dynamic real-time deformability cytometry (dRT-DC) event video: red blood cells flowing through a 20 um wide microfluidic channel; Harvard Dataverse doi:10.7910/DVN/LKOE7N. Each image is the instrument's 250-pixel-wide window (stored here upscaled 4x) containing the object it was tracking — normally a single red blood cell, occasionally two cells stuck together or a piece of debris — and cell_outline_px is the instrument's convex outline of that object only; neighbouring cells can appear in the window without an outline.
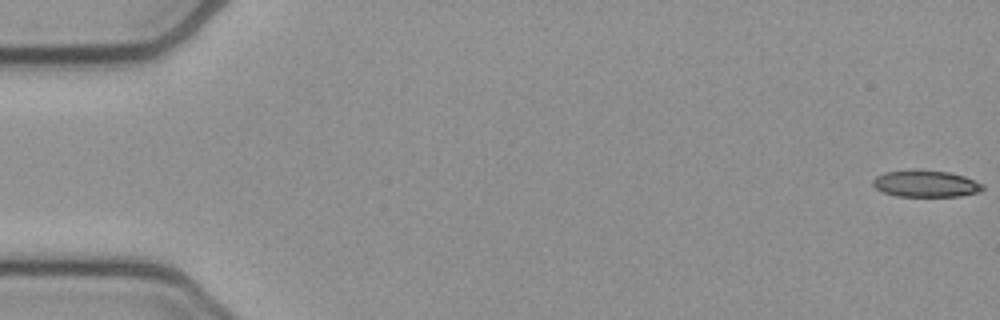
{"species": "common noctule bat (a hibernating species)", "species_latin": "Nyctalus noctula", "temperature_condition": "cold", "stored_images_in_passage": 48, "camera_frame_rate_fps": 3000, "um_per_image_px": 0.085, "animal": {"sex": "female", "body_mass_g": 21.9}, "frame": {"image": 1, "passage_image": 1, "time_ms": 0.0, "image_size_px": [1000, 320], "cell_outline_px": [[984, 188], [980, 192], [960, 196], [896, 196], [884, 192], [876, 188], [872, 184], [872, 180], [876, 176], [884, 172], [912, 168], [948, 172], [964, 176], [984, 184]], "centroid_in_image_um": [78.67, 15.59], "position_along_channel_um": 6.3, "area_um2": 17.4}}
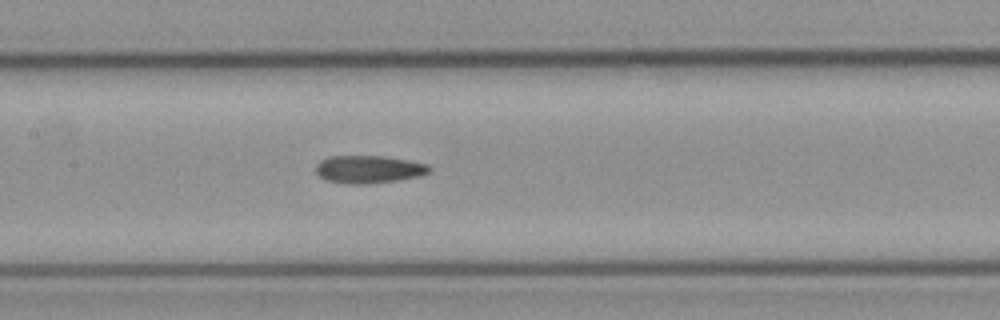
{"frame": {"image": 2, "passage_image": 26, "time_ms": 8.333, "image_size_px": [1000, 320], "cell_outline_px": [[432, 168], [428, 172], [420, 176], [400, 180], [368, 184], [348, 184], [328, 180], [320, 176], [316, 172], [316, 164], [320, 160], [328, 156], [384, 156], [408, 160], [428, 164]], "centroid_in_image_um": [31.35, 14.39], "position_along_channel_um": 176.0, "area_um2": 18.44}}
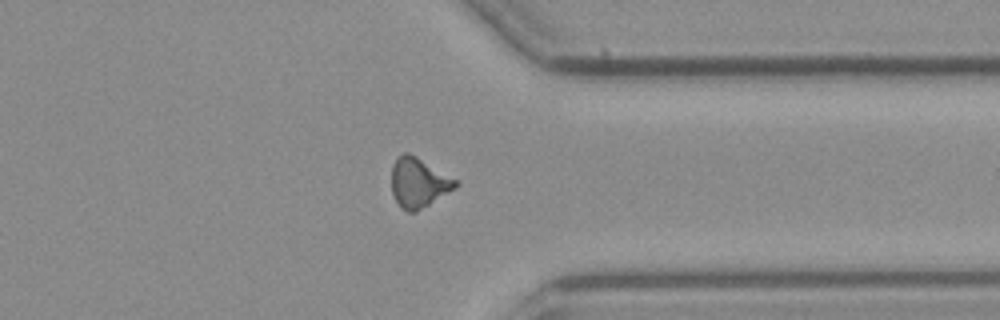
{"frame": {"image": 3, "passage_image": 42, "time_ms": 13.667, "image_size_px": [1000, 320], "cell_outline_px": [[460, 184], [456, 188], [416, 212], [408, 212], [400, 208], [392, 192], [392, 164], [404, 152], [408, 152], [416, 156], [460, 180]], "centroid_in_image_um": [35.62, 15.53], "position_along_channel_um": 375.8, "area_um2": 18.73}}